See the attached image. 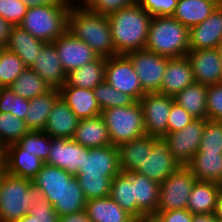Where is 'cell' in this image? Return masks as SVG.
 Here are the masks:
<instances>
[{"mask_svg":"<svg viewBox=\"0 0 222 222\" xmlns=\"http://www.w3.org/2000/svg\"><path fill=\"white\" fill-rule=\"evenodd\" d=\"M120 172L119 150L108 145L100 148L83 146L82 166L77 167L76 178L86 200L107 197L112 179Z\"/></svg>","mask_w":222,"mask_h":222,"instance_id":"1","label":"cell"},{"mask_svg":"<svg viewBox=\"0 0 222 222\" xmlns=\"http://www.w3.org/2000/svg\"><path fill=\"white\" fill-rule=\"evenodd\" d=\"M116 55L145 49L152 16L138 3L107 16Z\"/></svg>","mask_w":222,"mask_h":222,"instance_id":"2","label":"cell"},{"mask_svg":"<svg viewBox=\"0 0 222 222\" xmlns=\"http://www.w3.org/2000/svg\"><path fill=\"white\" fill-rule=\"evenodd\" d=\"M68 16V30L76 38L88 44L99 56L112 57L116 50L107 16L72 2Z\"/></svg>","mask_w":222,"mask_h":222,"instance_id":"3","label":"cell"},{"mask_svg":"<svg viewBox=\"0 0 222 222\" xmlns=\"http://www.w3.org/2000/svg\"><path fill=\"white\" fill-rule=\"evenodd\" d=\"M46 197L32 180L5 174L0 185V222H16Z\"/></svg>","mask_w":222,"mask_h":222,"instance_id":"4","label":"cell"},{"mask_svg":"<svg viewBox=\"0 0 222 222\" xmlns=\"http://www.w3.org/2000/svg\"><path fill=\"white\" fill-rule=\"evenodd\" d=\"M189 28L173 16L152 17L145 49L167 58H180L189 52Z\"/></svg>","mask_w":222,"mask_h":222,"instance_id":"5","label":"cell"},{"mask_svg":"<svg viewBox=\"0 0 222 222\" xmlns=\"http://www.w3.org/2000/svg\"><path fill=\"white\" fill-rule=\"evenodd\" d=\"M71 5H45L28 8L18 25L35 38L52 43L68 30Z\"/></svg>","mask_w":222,"mask_h":222,"instance_id":"6","label":"cell"},{"mask_svg":"<svg viewBox=\"0 0 222 222\" xmlns=\"http://www.w3.org/2000/svg\"><path fill=\"white\" fill-rule=\"evenodd\" d=\"M108 129L111 145L122 143L146 134L142 107L139 101L123 107H113L101 112Z\"/></svg>","mask_w":222,"mask_h":222,"instance_id":"7","label":"cell"},{"mask_svg":"<svg viewBox=\"0 0 222 222\" xmlns=\"http://www.w3.org/2000/svg\"><path fill=\"white\" fill-rule=\"evenodd\" d=\"M197 179L186 165H181L160 183L158 212L187 209L192 187Z\"/></svg>","mask_w":222,"mask_h":222,"instance_id":"8","label":"cell"},{"mask_svg":"<svg viewBox=\"0 0 222 222\" xmlns=\"http://www.w3.org/2000/svg\"><path fill=\"white\" fill-rule=\"evenodd\" d=\"M133 64L145 93H156L161 89L168 59L147 49L125 54Z\"/></svg>","mask_w":222,"mask_h":222,"instance_id":"9","label":"cell"},{"mask_svg":"<svg viewBox=\"0 0 222 222\" xmlns=\"http://www.w3.org/2000/svg\"><path fill=\"white\" fill-rule=\"evenodd\" d=\"M105 81L117 91L128 94L135 101H140L146 94L133 64L125 54L106 58Z\"/></svg>","mask_w":222,"mask_h":222,"instance_id":"10","label":"cell"},{"mask_svg":"<svg viewBox=\"0 0 222 222\" xmlns=\"http://www.w3.org/2000/svg\"><path fill=\"white\" fill-rule=\"evenodd\" d=\"M174 98L161 93H146L139 101L146 134L163 138L168 134V117Z\"/></svg>","mask_w":222,"mask_h":222,"instance_id":"11","label":"cell"},{"mask_svg":"<svg viewBox=\"0 0 222 222\" xmlns=\"http://www.w3.org/2000/svg\"><path fill=\"white\" fill-rule=\"evenodd\" d=\"M205 123L206 119H194L182 130L163 137L180 165H187L199 150Z\"/></svg>","mask_w":222,"mask_h":222,"instance_id":"12","label":"cell"},{"mask_svg":"<svg viewBox=\"0 0 222 222\" xmlns=\"http://www.w3.org/2000/svg\"><path fill=\"white\" fill-rule=\"evenodd\" d=\"M66 75L73 70L95 61L99 55L69 30L52 42Z\"/></svg>","mask_w":222,"mask_h":222,"instance_id":"13","label":"cell"},{"mask_svg":"<svg viewBox=\"0 0 222 222\" xmlns=\"http://www.w3.org/2000/svg\"><path fill=\"white\" fill-rule=\"evenodd\" d=\"M180 166L170 153L167 142L163 138H156L152 143L151 153L146 155L143 165L135 172L162 183Z\"/></svg>","mask_w":222,"mask_h":222,"instance_id":"14","label":"cell"},{"mask_svg":"<svg viewBox=\"0 0 222 222\" xmlns=\"http://www.w3.org/2000/svg\"><path fill=\"white\" fill-rule=\"evenodd\" d=\"M73 177L64 169L44 164L32 183L41 190L56 213L62 216L64 186Z\"/></svg>","mask_w":222,"mask_h":222,"instance_id":"15","label":"cell"},{"mask_svg":"<svg viewBox=\"0 0 222 222\" xmlns=\"http://www.w3.org/2000/svg\"><path fill=\"white\" fill-rule=\"evenodd\" d=\"M186 56L190 61L195 82L205 86L222 82V60L217 49L189 50Z\"/></svg>","mask_w":222,"mask_h":222,"instance_id":"16","label":"cell"},{"mask_svg":"<svg viewBox=\"0 0 222 222\" xmlns=\"http://www.w3.org/2000/svg\"><path fill=\"white\" fill-rule=\"evenodd\" d=\"M189 49H216L222 41V4L202 23L189 29Z\"/></svg>","mask_w":222,"mask_h":222,"instance_id":"17","label":"cell"},{"mask_svg":"<svg viewBox=\"0 0 222 222\" xmlns=\"http://www.w3.org/2000/svg\"><path fill=\"white\" fill-rule=\"evenodd\" d=\"M83 146L73 138H52L51 150L45 164L64 169L76 176L77 167L82 166Z\"/></svg>","mask_w":222,"mask_h":222,"instance_id":"18","label":"cell"},{"mask_svg":"<svg viewBox=\"0 0 222 222\" xmlns=\"http://www.w3.org/2000/svg\"><path fill=\"white\" fill-rule=\"evenodd\" d=\"M6 173L16 177L32 180L45 164L30 152H24L16 143L6 146L2 158Z\"/></svg>","mask_w":222,"mask_h":222,"instance_id":"19","label":"cell"},{"mask_svg":"<svg viewBox=\"0 0 222 222\" xmlns=\"http://www.w3.org/2000/svg\"><path fill=\"white\" fill-rule=\"evenodd\" d=\"M31 69L44 80L49 88L59 89L66 83L67 75L53 43H46L42 47Z\"/></svg>","mask_w":222,"mask_h":222,"instance_id":"20","label":"cell"},{"mask_svg":"<svg viewBox=\"0 0 222 222\" xmlns=\"http://www.w3.org/2000/svg\"><path fill=\"white\" fill-rule=\"evenodd\" d=\"M194 82L192 67L187 56L170 58L158 93L174 97Z\"/></svg>","mask_w":222,"mask_h":222,"instance_id":"21","label":"cell"},{"mask_svg":"<svg viewBox=\"0 0 222 222\" xmlns=\"http://www.w3.org/2000/svg\"><path fill=\"white\" fill-rule=\"evenodd\" d=\"M80 119L60 97L48 116L44 132L51 138H73Z\"/></svg>","mask_w":222,"mask_h":222,"instance_id":"22","label":"cell"},{"mask_svg":"<svg viewBox=\"0 0 222 222\" xmlns=\"http://www.w3.org/2000/svg\"><path fill=\"white\" fill-rule=\"evenodd\" d=\"M63 99L79 119L94 118L101 115V108L93 90L69 86L65 83L59 88Z\"/></svg>","mask_w":222,"mask_h":222,"instance_id":"23","label":"cell"},{"mask_svg":"<svg viewBox=\"0 0 222 222\" xmlns=\"http://www.w3.org/2000/svg\"><path fill=\"white\" fill-rule=\"evenodd\" d=\"M157 137L145 134L118 146L120 171L129 173L143 165L146 155L152 151V143Z\"/></svg>","mask_w":222,"mask_h":222,"instance_id":"24","label":"cell"},{"mask_svg":"<svg viewBox=\"0 0 222 222\" xmlns=\"http://www.w3.org/2000/svg\"><path fill=\"white\" fill-rule=\"evenodd\" d=\"M45 44L46 42L35 38L20 26H13L5 48L17 54L22 59L26 68H31L35 63L38 52H40Z\"/></svg>","mask_w":222,"mask_h":222,"instance_id":"25","label":"cell"},{"mask_svg":"<svg viewBox=\"0 0 222 222\" xmlns=\"http://www.w3.org/2000/svg\"><path fill=\"white\" fill-rule=\"evenodd\" d=\"M73 139L86 148H100L111 145L105 121L101 115L80 119Z\"/></svg>","mask_w":222,"mask_h":222,"instance_id":"26","label":"cell"},{"mask_svg":"<svg viewBox=\"0 0 222 222\" xmlns=\"http://www.w3.org/2000/svg\"><path fill=\"white\" fill-rule=\"evenodd\" d=\"M85 212L91 222H135L110 196L87 200Z\"/></svg>","mask_w":222,"mask_h":222,"instance_id":"27","label":"cell"},{"mask_svg":"<svg viewBox=\"0 0 222 222\" xmlns=\"http://www.w3.org/2000/svg\"><path fill=\"white\" fill-rule=\"evenodd\" d=\"M220 189V184L196 180L188 199L187 209L192 214H213Z\"/></svg>","mask_w":222,"mask_h":222,"instance_id":"28","label":"cell"},{"mask_svg":"<svg viewBox=\"0 0 222 222\" xmlns=\"http://www.w3.org/2000/svg\"><path fill=\"white\" fill-rule=\"evenodd\" d=\"M60 97L59 89L50 88L44 94L29 100L25 124L29 130L43 131L56 100Z\"/></svg>","mask_w":222,"mask_h":222,"instance_id":"29","label":"cell"},{"mask_svg":"<svg viewBox=\"0 0 222 222\" xmlns=\"http://www.w3.org/2000/svg\"><path fill=\"white\" fill-rule=\"evenodd\" d=\"M109 196L135 219L146 216L136 204L133 192V172H119L111 183Z\"/></svg>","mask_w":222,"mask_h":222,"instance_id":"30","label":"cell"},{"mask_svg":"<svg viewBox=\"0 0 222 222\" xmlns=\"http://www.w3.org/2000/svg\"><path fill=\"white\" fill-rule=\"evenodd\" d=\"M160 183L133 171V192L137 207L146 215H156Z\"/></svg>","mask_w":222,"mask_h":222,"instance_id":"31","label":"cell"},{"mask_svg":"<svg viewBox=\"0 0 222 222\" xmlns=\"http://www.w3.org/2000/svg\"><path fill=\"white\" fill-rule=\"evenodd\" d=\"M218 5L210 0H178L173 17L190 29L206 20Z\"/></svg>","mask_w":222,"mask_h":222,"instance_id":"32","label":"cell"},{"mask_svg":"<svg viewBox=\"0 0 222 222\" xmlns=\"http://www.w3.org/2000/svg\"><path fill=\"white\" fill-rule=\"evenodd\" d=\"M106 57L99 56L95 61L67 74L66 83L83 89L93 90L105 81Z\"/></svg>","mask_w":222,"mask_h":222,"instance_id":"33","label":"cell"},{"mask_svg":"<svg viewBox=\"0 0 222 222\" xmlns=\"http://www.w3.org/2000/svg\"><path fill=\"white\" fill-rule=\"evenodd\" d=\"M173 98L193 119L207 120V86L194 82Z\"/></svg>","mask_w":222,"mask_h":222,"instance_id":"34","label":"cell"},{"mask_svg":"<svg viewBox=\"0 0 222 222\" xmlns=\"http://www.w3.org/2000/svg\"><path fill=\"white\" fill-rule=\"evenodd\" d=\"M186 166L198 181L222 183V154L195 153Z\"/></svg>","mask_w":222,"mask_h":222,"instance_id":"35","label":"cell"},{"mask_svg":"<svg viewBox=\"0 0 222 222\" xmlns=\"http://www.w3.org/2000/svg\"><path fill=\"white\" fill-rule=\"evenodd\" d=\"M15 94L26 99L38 97L50 88L31 68H25L20 76L10 85Z\"/></svg>","mask_w":222,"mask_h":222,"instance_id":"36","label":"cell"},{"mask_svg":"<svg viewBox=\"0 0 222 222\" xmlns=\"http://www.w3.org/2000/svg\"><path fill=\"white\" fill-rule=\"evenodd\" d=\"M25 121L11 113L0 112V147L17 143L27 132Z\"/></svg>","mask_w":222,"mask_h":222,"instance_id":"37","label":"cell"},{"mask_svg":"<svg viewBox=\"0 0 222 222\" xmlns=\"http://www.w3.org/2000/svg\"><path fill=\"white\" fill-rule=\"evenodd\" d=\"M51 140L44 131L29 130L16 144L24 152L32 153L45 163L51 150Z\"/></svg>","mask_w":222,"mask_h":222,"instance_id":"38","label":"cell"},{"mask_svg":"<svg viewBox=\"0 0 222 222\" xmlns=\"http://www.w3.org/2000/svg\"><path fill=\"white\" fill-rule=\"evenodd\" d=\"M93 92L101 111L113 107L128 106L135 102L128 94L117 91L106 81L95 87Z\"/></svg>","mask_w":222,"mask_h":222,"instance_id":"39","label":"cell"},{"mask_svg":"<svg viewBox=\"0 0 222 222\" xmlns=\"http://www.w3.org/2000/svg\"><path fill=\"white\" fill-rule=\"evenodd\" d=\"M25 68L22 59L5 48L0 58V87H10Z\"/></svg>","mask_w":222,"mask_h":222,"instance_id":"40","label":"cell"},{"mask_svg":"<svg viewBox=\"0 0 222 222\" xmlns=\"http://www.w3.org/2000/svg\"><path fill=\"white\" fill-rule=\"evenodd\" d=\"M196 153L222 154V121L206 120L200 147Z\"/></svg>","mask_w":222,"mask_h":222,"instance_id":"41","label":"cell"},{"mask_svg":"<svg viewBox=\"0 0 222 222\" xmlns=\"http://www.w3.org/2000/svg\"><path fill=\"white\" fill-rule=\"evenodd\" d=\"M86 201L79 181L74 176L69 182H66L64 186L62 215L85 210Z\"/></svg>","mask_w":222,"mask_h":222,"instance_id":"42","label":"cell"},{"mask_svg":"<svg viewBox=\"0 0 222 222\" xmlns=\"http://www.w3.org/2000/svg\"><path fill=\"white\" fill-rule=\"evenodd\" d=\"M29 104V99L18 96L10 87H0V112L25 120Z\"/></svg>","mask_w":222,"mask_h":222,"instance_id":"43","label":"cell"},{"mask_svg":"<svg viewBox=\"0 0 222 222\" xmlns=\"http://www.w3.org/2000/svg\"><path fill=\"white\" fill-rule=\"evenodd\" d=\"M28 7L21 0H0V16L13 26H18Z\"/></svg>","mask_w":222,"mask_h":222,"instance_id":"44","label":"cell"},{"mask_svg":"<svg viewBox=\"0 0 222 222\" xmlns=\"http://www.w3.org/2000/svg\"><path fill=\"white\" fill-rule=\"evenodd\" d=\"M59 215L49 202L39 203L30 208V212L16 222H58Z\"/></svg>","mask_w":222,"mask_h":222,"instance_id":"45","label":"cell"},{"mask_svg":"<svg viewBox=\"0 0 222 222\" xmlns=\"http://www.w3.org/2000/svg\"><path fill=\"white\" fill-rule=\"evenodd\" d=\"M207 119L222 121V82L207 86Z\"/></svg>","mask_w":222,"mask_h":222,"instance_id":"46","label":"cell"},{"mask_svg":"<svg viewBox=\"0 0 222 222\" xmlns=\"http://www.w3.org/2000/svg\"><path fill=\"white\" fill-rule=\"evenodd\" d=\"M152 17L173 16L178 0H137Z\"/></svg>","mask_w":222,"mask_h":222,"instance_id":"47","label":"cell"},{"mask_svg":"<svg viewBox=\"0 0 222 222\" xmlns=\"http://www.w3.org/2000/svg\"><path fill=\"white\" fill-rule=\"evenodd\" d=\"M137 0H93L87 8L93 12L108 16L123 8L135 5Z\"/></svg>","mask_w":222,"mask_h":222,"instance_id":"48","label":"cell"},{"mask_svg":"<svg viewBox=\"0 0 222 222\" xmlns=\"http://www.w3.org/2000/svg\"><path fill=\"white\" fill-rule=\"evenodd\" d=\"M193 120V117L182 106L173 102L168 117V133L182 130Z\"/></svg>","mask_w":222,"mask_h":222,"instance_id":"49","label":"cell"},{"mask_svg":"<svg viewBox=\"0 0 222 222\" xmlns=\"http://www.w3.org/2000/svg\"><path fill=\"white\" fill-rule=\"evenodd\" d=\"M193 215L188 209L158 212L155 216L160 222H192Z\"/></svg>","mask_w":222,"mask_h":222,"instance_id":"50","label":"cell"},{"mask_svg":"<svg viewBox=\"0 0 222 222\" xmlns=\"http://www.w3.org/2000/svg\"><path fill=\"white\" fill-rule=\"evenodd\" d=\"M28 8L45 5H71L69 0H21Z\"/></svg>","mask_w":222,"mask_h":222,"instance_id":"51","label":"cell"},{"mask_svg":"<svg viewBox=\"0 0 222 222\" xmlns=\"http://www.w3.org/2000/svg\"><path fill=\"white\" fill-rule=\"evenodd\" d=\"M13 25L0 16V46L6 47Z\"/></svg>","mask_w":222,"mask_h":222,"instance_id":"52","label":"cell"},{"mask_svg":"<svg viewBox=\"0 0 222 222\" xmlns=\"http://www.w3.org/2000/svg\"><path fill=\"white\" fill-rule=\"evenodd\" d=\"M58 222H91L85 210L77 213L59 216Z\"/></svg>","mask_w":222,"mask_h":222,"instance_id":"53","label":"cell"},{"mask_svg":"<svg viewBox=\"0 0 222 222\" xmlns=\"http://www.w3.org/2000/svg\"><path fill=\"white\" fill-rule=\"evenodd\" d=\"M192 222H217L214 214H194Z\"/></svg>","mask_w":222,"mask_h":222,"instance_id":"54","label":"cell"},{"mask_svg":"<svg viewBox=\"0 0 222 222\" xmlns=\"http://www.w3.org/2000/svg\"><path fill=\"white\" fill-rule=\"evenodd\" d=\"M213 214L214 217L217 219V222H222V189H220L218 201Z\"/></svg>","mask_w":222,"mask_h":222,"instance_id":"55","label":"cell"},{"mask_svg":"<svg viewBox=\"0 0 222 222\" xmlns=\"http://www.w3.org/2000/svg\"><path fill=\"white\" fill-rule=\"evenodd\" d=\"M135 222H160V220L156 216L150 215L135 219Z\"/></svg>","mask_w":222,"mask_h":222,"instance_id":"56","label":"cell"},{"mask_svg":"<svg viewBox=\"0 0 222 222\" xmlns=\"http://www.w3.org/2000/svg\"><path fill=\"white\" fill-rule=\"evenodd\" d=\"M5 174H6V168L3 161L1 160L0 161V185Z\"/></svg>","mask_w":222,"mask_h":222,"instance_id":"57","label":"cell"},{"mask_svg":"<svg viewBox=\"0 0 222 222\" xmlns=\"http://www.w3.org/2000/svg\"><path fill=\"white\" fill-rule=\"evenodd\" d=\"M73 0H69L71 2ZM81 1V7H87L93 0H79Z\"/></svg>","mask_w":222,"mask_h":222,"instance_id":"58","label":"cell"},{"mask_svg":"<svg viewBox=\"0 0 222 222\" xmlns=\"http://www.w3.org/2000/svg\"><path fill=\"white\" fill-rule=\"evenodd\" d=\"M216 49L218 50L220 58L222 60V41L218 44Z\"/></svg>","mask_w":222,"mask_h":222,"instance_id":"59","label":"cell"},{"mask_svg":"<svg viewBox=\"0 0 222 222\" xmlns=\"http://www.w3.org/2000/svg\"><path fill=\"white\" fill-rule=\"evenodd\" d=\"M4 49H5V47L0 46V58H1V55H2V52H3Z\"/></svg>","mask_w":222,"mask_h":222,"instance_id":"60","label":"cell"},{"mask_svg":"<svg viewBox=\"0 0 222 222\" xmlns=\"http://www.w3.org/2000/svg\"><path fill=\"white\" fill-rule=\"evenodd\" d=\"M210 1H217L220 5L222 4V0H210Z\"/></svg>","mask_w":222,"mask_h":222,"instance_id":"61","label":"cell"},{"mask_svg":"<svg viewBox=\"0 0 222 222\" xmlns=\"http://www.w3.org/2000/svg\"><path fill=\"white\" fill-rule=\"evenodd\" d=\"M2 151H3V149L0 148V161H1V158H2Z\"/></svg>","mask_w":222,"mask_h":222,"instance_id":"62","label":"cell"}]
</instances>
